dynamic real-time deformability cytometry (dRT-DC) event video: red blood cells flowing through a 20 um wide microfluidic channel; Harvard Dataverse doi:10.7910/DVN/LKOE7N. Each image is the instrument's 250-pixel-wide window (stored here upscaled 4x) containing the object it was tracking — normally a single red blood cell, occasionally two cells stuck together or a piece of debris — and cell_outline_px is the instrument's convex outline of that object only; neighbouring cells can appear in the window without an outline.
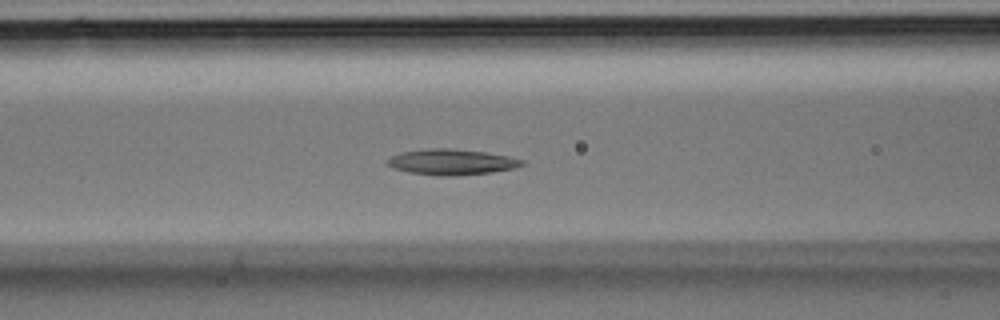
{"species": "Egyptian fruit bat (a non-hibernating species)", "species_latin": "Rousettus aegyptiacus", "temperature_condition": "room temperature", "stored_images_in_passage": 36, "camera_frame_rate_fps": 3000, "um_per_image_px": 0.085, "animal": {"sex": "male"}, "frame": {"image": 1, "passage_image": 14, "time_ms": 4.333, "image_size_px": [1000, 320], "cell_outline_px": [[524, 164], [512, 168], [492, 172], [456, 176], [436, 176], [408, 172], [392, 168], [384, 164], [384, 160], [400, 152], [420, 148], [452, 148], [484, 152], [508, 156], [524, 160]], "centroid_in_image_um": [38.28, 13.76], "position_along_channel_um": 128.3, "area_um2": 20.52}}
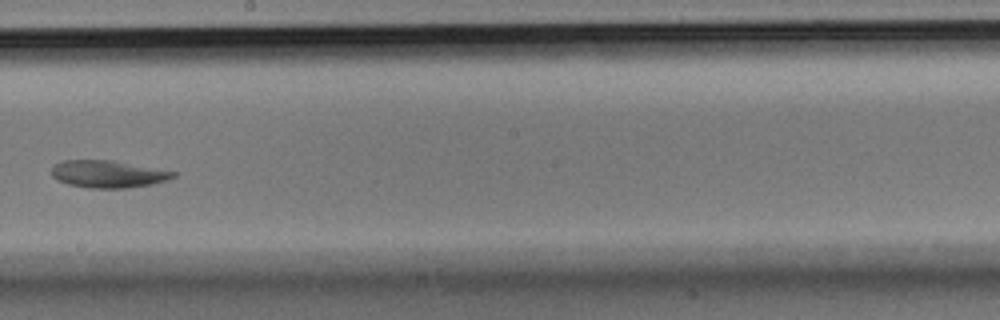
{"frame": {"image": 2, "passage_image": 20, "time_ms": 6.333, "image_size_px": [1000, 320], "cell_outline_px": [[176, 176], [168, 180], [152, 184], [128, 188], [88, 188], [68, 184], [56, 180], [52, 176], [52, 168], [56, 164], [64, 160], [112, 160], [176, 172]], "centroid_in_image_um": [9.18, 14.8], "position_along_channel_um": 239.0, "area_um2": 19.31}}
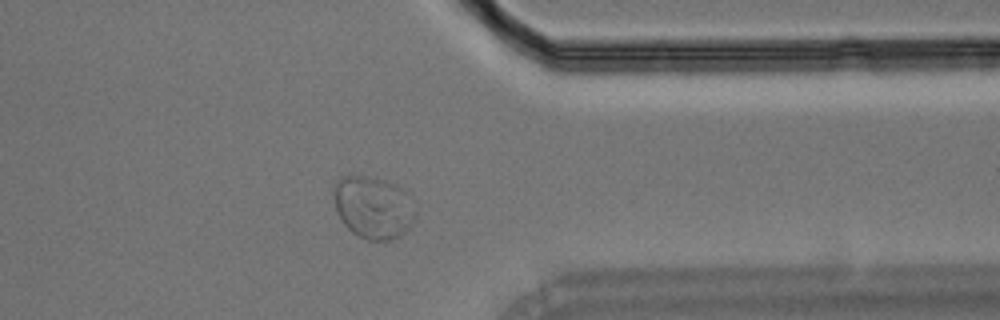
{"frame": {"image": 3, "passage_image": 28, "time_ms": 9.0, "image_size_px": [1000, 320], "cell_outline_px": [[416, 216], [412, 224], [400, 236], [392, 240], [368, 240], [352, 232], [344, 224], [336, 212], [332, 196], [332, 188], [336, 180], [340, 176], [368, 176], [384, 180], [396, 184], [408, 192], [412, 196], [416, 212]], "centroid_in_image_um": [31.73, 17.6], "position_along_channel_um": 379.7, "area_um2": 30.4}}